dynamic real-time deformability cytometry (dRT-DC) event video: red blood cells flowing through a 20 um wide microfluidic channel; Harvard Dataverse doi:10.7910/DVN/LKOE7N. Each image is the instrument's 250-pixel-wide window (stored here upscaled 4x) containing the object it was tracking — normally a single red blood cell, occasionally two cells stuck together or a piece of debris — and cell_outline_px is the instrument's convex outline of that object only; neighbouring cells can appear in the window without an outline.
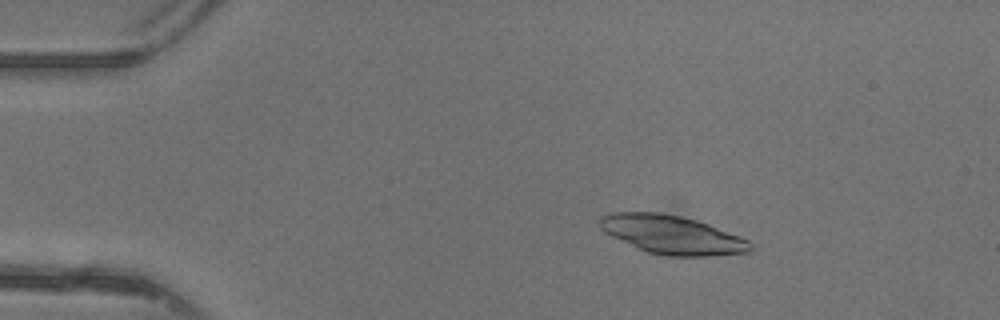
{"species": "common noctule bat (a hibernating species)", "species_latin": "Nyctalus noctula", "temperature_condition": "warm", "stored_images_in_passage": 47, "camera_frame_rate_fps": 3000, "um_per_image_px": 0.085, "animal": {"sex": "female"}, "frame": {"image": 1, "passage_image": 8, "time_ms": 2.333, "image_size_px": [1000, 320], "cell_outline_px": [[752, 248], [748, 252], [708, 256], [668, 256], [648, 252], [612, 236], [604, 232], [596, 224], [600, 216], [612, 212], [660, 212], [680, 216], [696, 220], [708, 224], [740, 236], [748, 240], [752, 244]], "centroid_in_image_um": [57.09, 19.94], "position_along_channel_um": 27.9, "area_um2": 33.76}}